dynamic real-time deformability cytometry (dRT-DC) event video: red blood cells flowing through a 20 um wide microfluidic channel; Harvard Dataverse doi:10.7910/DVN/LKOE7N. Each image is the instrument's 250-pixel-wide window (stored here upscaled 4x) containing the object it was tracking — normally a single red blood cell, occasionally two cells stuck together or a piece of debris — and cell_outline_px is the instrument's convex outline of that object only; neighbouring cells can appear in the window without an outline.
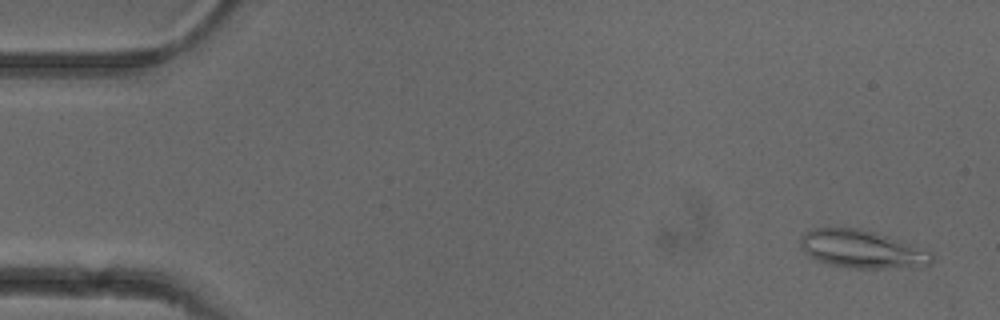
{"species": "common noctule bat (a hibernating species)", "species_latin": "Nyctalus noctula", "temperature_condition": "cold", "stored_images_in_passage": 52, "camera_frame_rate_fps": 3000, "um_per_image_px": 0.085, "animal": {"sex": "female"}, "frame": {"image": 1, "passage_image": 3, "time_ms": 0.667, "image_size_px": [1000, 320], "cell_outline_px": [[936, 260], [928, 268], [848, 268], [816, 260], [808, 256], [800, 248], [800, 236], [804, 232], [812, 228], [860, 228], [888, 236], [932, 252]], "centroid_in_image_um": [73.32, 21.2], "position_along_channel_um": 11.7, "area_um2": 29.65}}
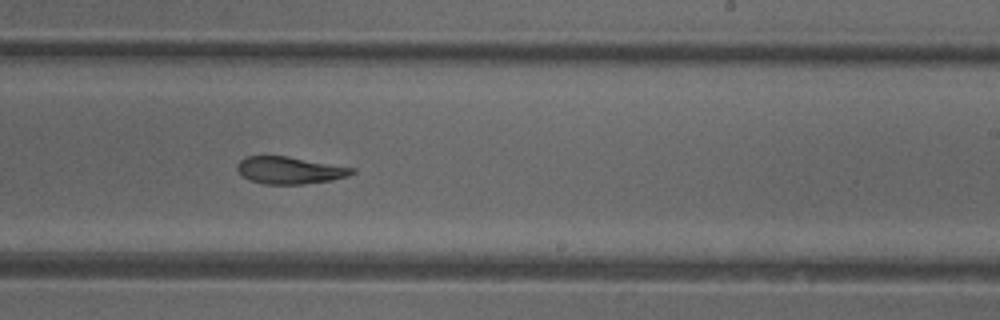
{"frame": {"image": 2, "passage_image": 32, "time_ms": 10.333, "image_size_px": [1000, 320], "cell_outline_px": [[356, 172], [348, 176], [332, 180], [304, 184], [264, 184], [252, 180], [244, 176], [236, 168], [236, 164], [244, 156], [284, 156], [356, 168]], "centroid_in_image_um": [24.64, 14.47], "position_along_channel_um": 264.4, "area_um2": 18.03}}
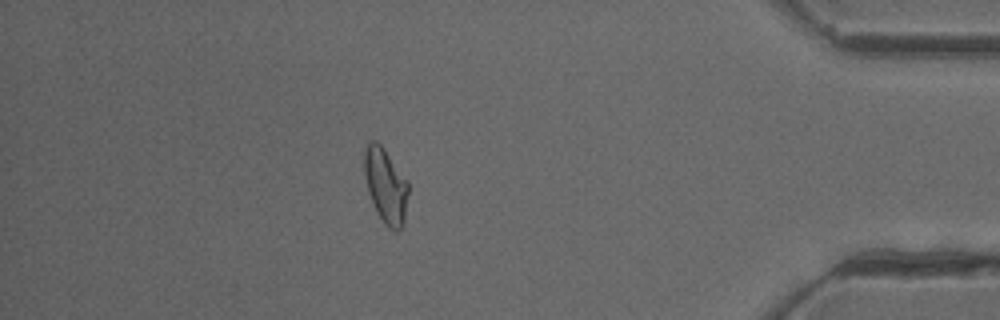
{"frame": {"image": 3, "passage_image": 46, "time_ms": 15.0, "image_size_px": [1000, 320], "cell_outline_px": [[408, 192], [404, 224], [400, 232], [392, 232], [384, 224], [376, 212], [368, 192], [364, 172], [364, 152], [368, 144], [372, 140], [376, 140], [384, 148], [408, 180]], "centroid_in_image_um": [32.8, 15.83], "position_along_channel_um": 402.4, "area_um2": 19.54}, "authors_computed_cell_mechanics": {"area_um2": 19.7098, "velocity_mm_per_s": 3.9181, "shape_relaxation_time_tau1_ms": 8.9108, "shape_relaxation_time_tau2_ms": 5.3144, "deformation_change_tau1": 0.2045, "deformation_change_tau2": 0.123}}